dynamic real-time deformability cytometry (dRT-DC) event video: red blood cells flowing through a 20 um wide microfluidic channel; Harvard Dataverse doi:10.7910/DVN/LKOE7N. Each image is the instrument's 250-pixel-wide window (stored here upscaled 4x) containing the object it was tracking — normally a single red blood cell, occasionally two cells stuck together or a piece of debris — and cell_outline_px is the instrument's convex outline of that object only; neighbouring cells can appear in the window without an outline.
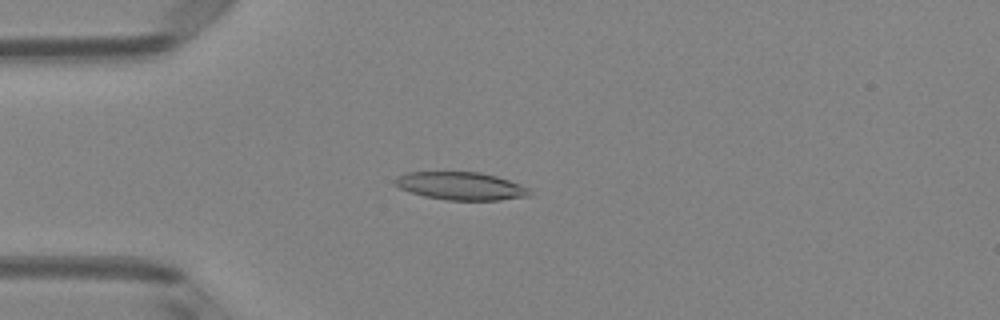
{"species": "Egyptian fruit bat (a non-hibernating species)", "species_latin": "Rousettus aegyptiacus", "temperature_condition": "room temperature", "stored_images_in_passage": 50, "camera_frame_rate_fps": 3000, "um_per_image_px": 0.085, "animal": {"sex": "female"}, "frame": {"image": 1, "passage_image": 13, "time_ms": 4.0, "image_size_px": [1000, 320], "cell_outline_px": [[532, 192], [528, 196], [500, 200], [448, 200], [424, 196], [400, 188], [392, 180], [396, 176], [408, 172], [480, 172], [496, 176], [520, 184], [528, 188]], "centroid_in_image_um": [39.16, 15.8], "position_along_channel_um": 45.8, "area_um2": 21.79}}
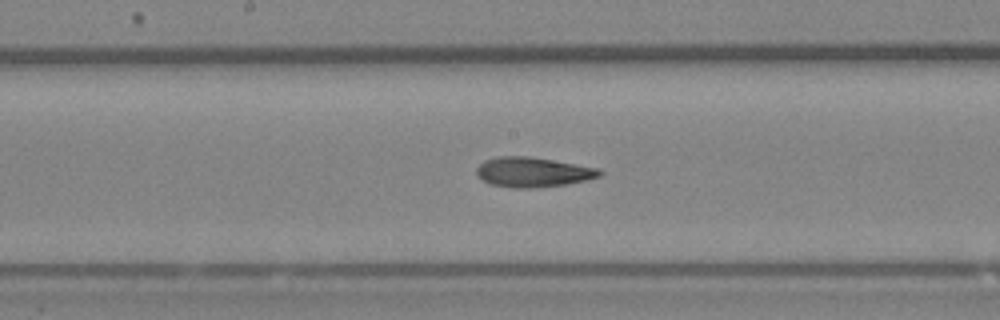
{"frame": {"image": 2, "passage_image": 26, "time_ms": 8.333, "image_size_px": [1000, 320], "cell_outline_px": [[604, 172], [600, 176], [588, 180], [564, 184], [532, 188], [512, 188], [488, 184], [480, 180], [476, 176], [476, 168], [484, 160], [496, 156], [528, 156], [600, 168]], "centroid_in_image_um": [45.25, 14.63], "position_along_channel_um": 202.9, "area_um2": 21.68}}
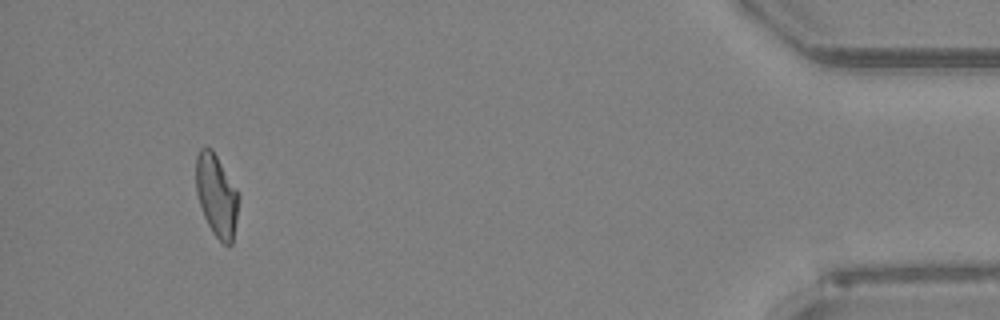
{"frame": {"image": 3, "passage_image": 47, "time_ms": 15.333, "image_size_px": [1000, 320], "cell_outline_px": [[240, 196], [232, 244], [224, 244], [212, 232], [204, 216], [196, 192], [196, 156], [200, 148], [212, 148], [240, 192]], "centroid_in_image_um": [18.43, 16.58], "position_along_channel_um": 416.8, "area_um2": 20.58}, "authors_computed_cell_mechanics": {"area_um2": 21.2126, "velocity_mm_per_s": 4.0267, "shape_relaxation_time_tau1_ms": 8.6844, "shape_relaxation_time_tau2_ms": 2.9728, "deformation_change_tau1": 0.2519, "deformation_change_tau2": 0.1254}}